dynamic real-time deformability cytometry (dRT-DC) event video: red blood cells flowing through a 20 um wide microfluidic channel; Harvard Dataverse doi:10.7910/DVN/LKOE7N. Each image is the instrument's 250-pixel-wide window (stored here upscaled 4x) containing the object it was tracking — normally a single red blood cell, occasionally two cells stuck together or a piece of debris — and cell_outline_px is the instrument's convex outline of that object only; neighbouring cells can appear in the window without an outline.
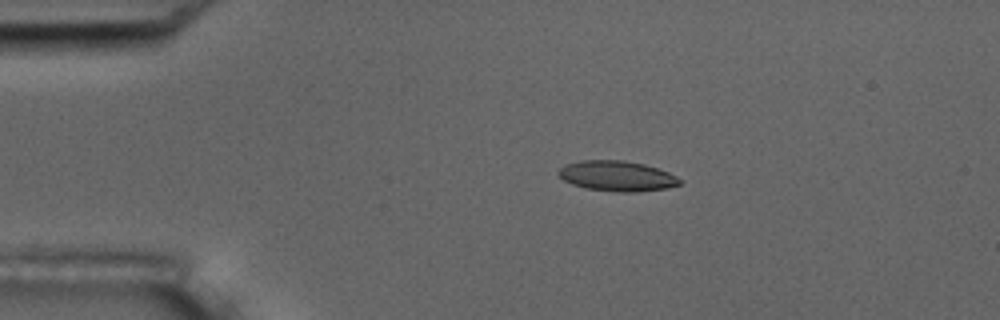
{"species": "common noctule bat (a hibernating species)", "species_latin": "Nyctalus noctula", "temperature_condition": "room temperature", "stored_images_in_passage": 6, "camera_frame_rate_fps": 3000, "um_per_image_px": 0.085, "animal": {"sex": "male", "body_mass_g": 17.5, "forearm_length_mm": 52.3}, "frame": {"image": 1, "passage_image": 2, "time_ms": 1.333, "image_size_px": [1000, 320], "cell_outline_px": [[684, 180], [680, 184], [668, 188], [636, 192], [620, 192], [584, 188], [572, 184], [564, 180], [556, 172], [564, 164], [580, 160], [624, 160], [644, 164], [668, 172]], "centroid_in_image_um": [52.44, 14.96], "position_along_channel_um": 32.6, "area_um2": 21.56}}
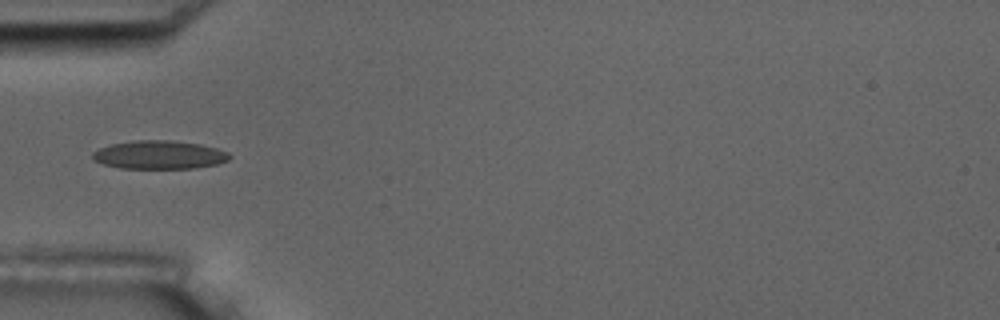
{"frame": {"image": 2, "passage_image": 4, "time_ms": 3.667, "image_size_px": [1000, 320], "cell_outline_px": [[232, 156], [228, 160], [216, 164], [196, 168], [120, 168], [104, 164], [92, 160], [92, 152], [100, 148], [112, 144], [136, 140], [168, 140], [200, 144], [216, 148], [228, 152]], "centroid_in_image_um": [13.54, 13.16], "position_along_channel_um": 71.5, "area_um2": 22.6}}